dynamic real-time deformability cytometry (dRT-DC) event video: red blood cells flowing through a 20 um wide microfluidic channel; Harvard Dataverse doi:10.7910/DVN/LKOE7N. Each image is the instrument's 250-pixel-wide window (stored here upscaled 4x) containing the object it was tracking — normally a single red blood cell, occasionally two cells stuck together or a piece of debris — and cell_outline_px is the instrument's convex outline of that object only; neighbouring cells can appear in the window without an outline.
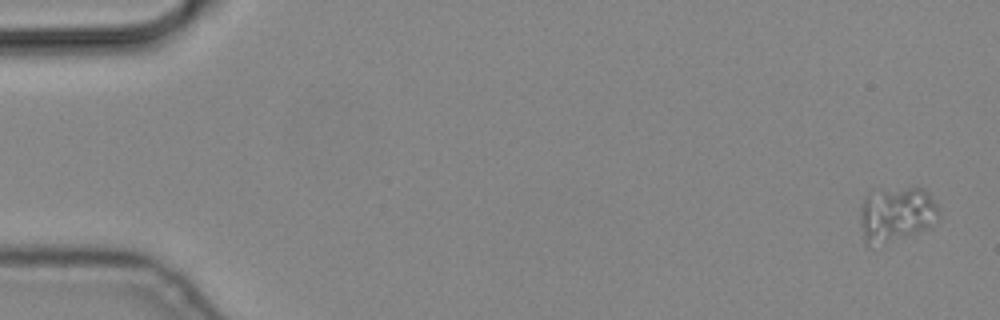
{"species": "common noctule bat (a hibernating species)", "species_latin": "Nyctalus noctula", "temperature_condition": "cold", "stored_images_in_passage": 5, "camera_frame_rate_fps": 3000, "um_per_image_px": 0.085, "animal": {"sex": "male", "body_mass_g": 19.2, "forearm_length_mm": 51.8}, "frame": {"image": 1, "passage_image": 1, "time_ms": 0.0, "image_size_px": [1000, 320], "cell_outline_px": [[940, 216], [928, 228], [872, 248], [868, 248], [864, 244], [860, 224], [860, 208], [864, 196], [868, 192], [880, 188], [924, 188], [928, 192], [940, 208]], "centroid_in_image_um": [76.14, 18.21], "position_along_channel_um": 8.9, "area_um2": 26.07}}
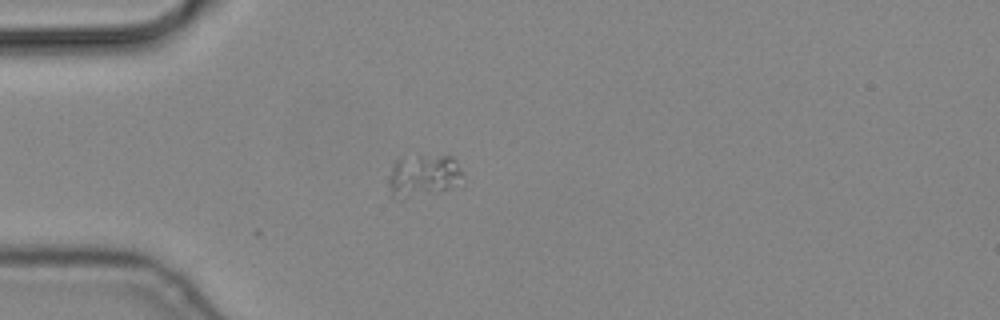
{"frame": {"image": 2, "passage_image": 5, "time_ms": 1.333, "image_size_px": [1000, 320], "cell_outline_px": [[464, 176], [452, 188], [440, 192], [404, 196], [388, 196], [388, 188], [392, 160], [400, 156], [452, 156], [456, 160]], "centroid_in_image_um": [35.96, 14.88], "position_along_channel_um": 49.0, "area_um2": 18.32}}